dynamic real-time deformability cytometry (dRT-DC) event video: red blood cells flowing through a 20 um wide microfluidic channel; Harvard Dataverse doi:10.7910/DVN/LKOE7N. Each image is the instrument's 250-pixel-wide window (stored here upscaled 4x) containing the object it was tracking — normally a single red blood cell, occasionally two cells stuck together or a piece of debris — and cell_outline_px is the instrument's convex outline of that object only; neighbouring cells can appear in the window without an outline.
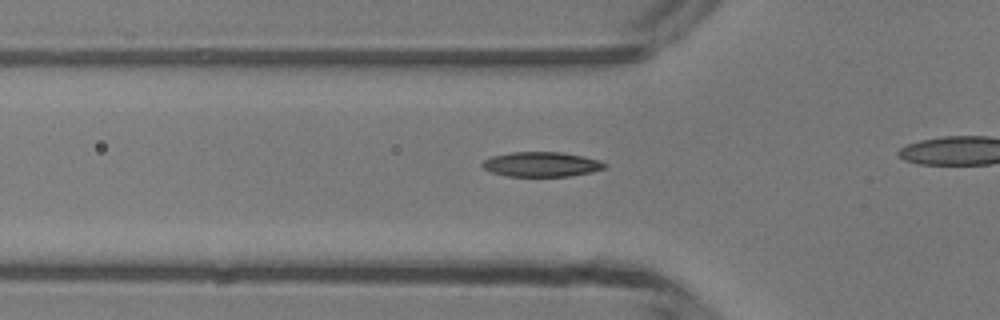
{"species": "common noctule bat (a hibernating species)", "species_latin": "Nyctalus noctula", "temperature_condition": "room temperature", "stored_images_in_passage": 17, "camera_frame_rate_fps": 3000, "um_per_image_px": 0.085, "animal": {"sex": "male", "body_mass_g": 13.3}, "frame": {"image": 1, "passage_image": 12, "time_ms": 3.667, "image_size_px": [1000, 320], "cell_outline_px": [[608, 164], [604, 168], [592, 172], [572, 176], [508, 176], [492, 172], [484, 168], [480, 164], [484, 160], [492, 156], [512, 152], [560, 152], [584, 156], [600, 160]], "centroid_in_image_um": [46.05, 13.96], "position_along_channel_um": 79.7, "area_um2": 17.69}}
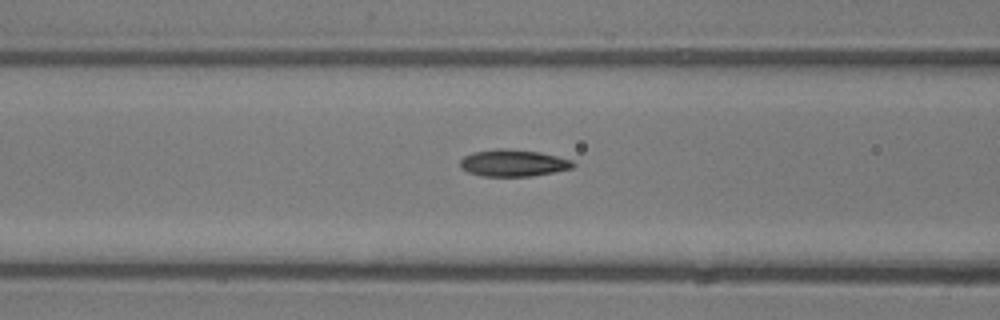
{"frame": {"image": 2, "passage_image": 15, "time_ms": 4.667, "image_size_px": [1000, 320], "cell_outline_px": [[576, 164], [572, 168], [532, 176], [484, 176], [468, 172], [460, 168], [460, 160], [464, 156], [472, 152], [496, 148], [504, 148], [540, 152], [572, 160]], "centroid_in_image_um": [43.6, 13.85], "position_along_channel_um": 123.0, "area_um2": 17.69}}